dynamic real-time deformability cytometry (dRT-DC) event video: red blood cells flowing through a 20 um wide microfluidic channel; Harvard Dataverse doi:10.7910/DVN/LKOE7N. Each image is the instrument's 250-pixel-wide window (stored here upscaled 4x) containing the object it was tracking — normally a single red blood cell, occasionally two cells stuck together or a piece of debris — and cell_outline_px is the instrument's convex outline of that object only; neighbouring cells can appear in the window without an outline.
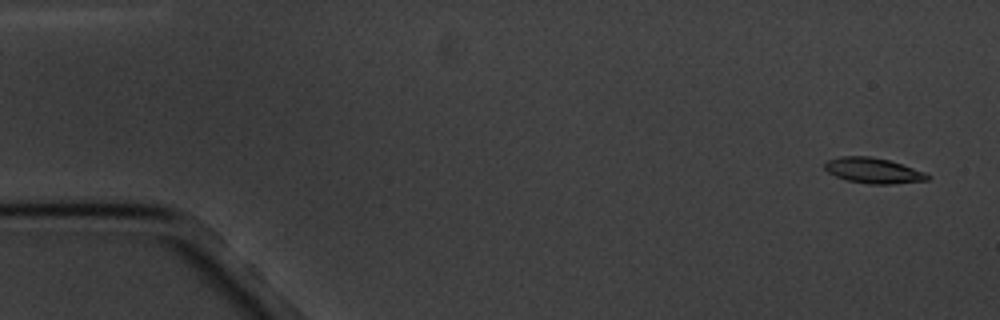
{"species": "common noctule bat (a hibernating species)", "species_latin": "Nyctalus noctula", "temperature_condition": "cold", "stored_images_in_passage": 12, "camera_frame_rate_fps": 3000, "um_per_image_px": 0.085, "animal": {"sex": "male", "body_mass_g": 20.1, "forearm_length_mm": 53.5}, "frame": {"image": 1, "passage_image": 1, "time_ms": 0.0, "image_size_px": [1000, 320], "cell_outline_px": [[932, 176], [928, 180], [892, 184], [868, 184], [848, 180], [836, 176], [828, 172], [824, 168], [824, 164], [828, 160], [840, 156], [872, 156], [888, 160], [924, 172]], "centroid_in_image_um": [74.22, 14.5], "position_along_channel_um": 10.8, "area_um2": 15.14}}
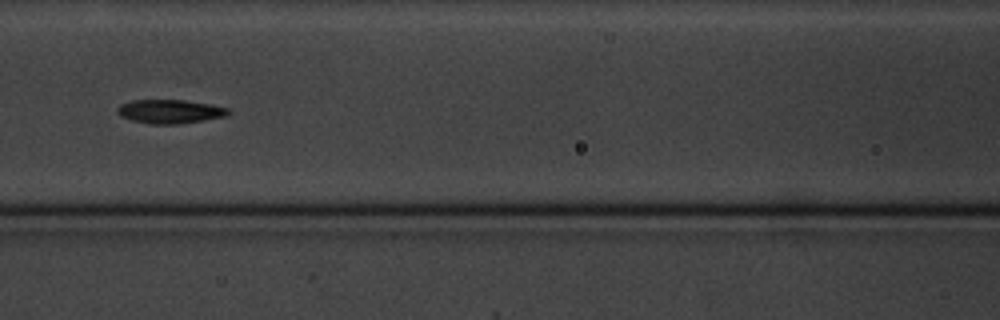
{"frame": {"image": 2, "passage_image": 7, "time_ms": 7.667, "image_size_px": [1000, 320], "cell_outline_px": [[232, 112], [228, 116], [180, 124], [148, 124], [132, 120], [120, 116], [116, 112], [116, 108], [120, 104], [132, 100], [184, 100], [212, 104], [228, 108]], "centroid_in_image_um": [14.46, 9.48], "position_along_channel_um": 152.1, "area_um2": 15.66}}
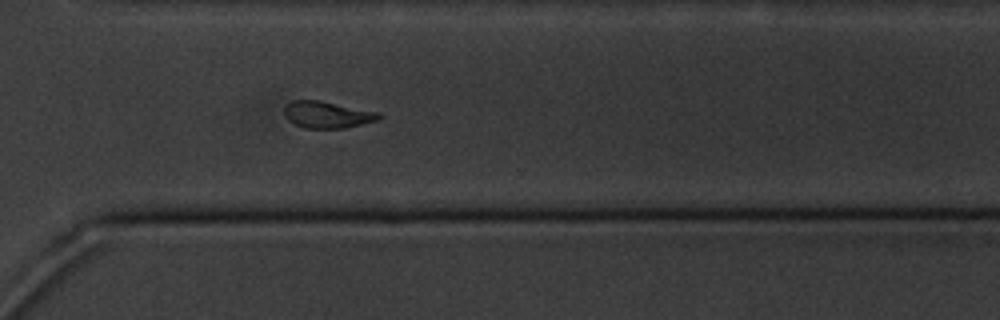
{"frame": {"image": 3, "passage_image": 12, "time_ms": 13.333, "image_size_px": [1000, 320], "cell_outline_px": [[380, 120], [344, 128], [304, 128], [288, 120], [284, 116], [284, 108], [292, 100], [320, 100], [380, 112]], "centroid_in_image_um": [27.83, 9.74], "position_along_channel_um": 342.8, "area_um2": 14.8}}